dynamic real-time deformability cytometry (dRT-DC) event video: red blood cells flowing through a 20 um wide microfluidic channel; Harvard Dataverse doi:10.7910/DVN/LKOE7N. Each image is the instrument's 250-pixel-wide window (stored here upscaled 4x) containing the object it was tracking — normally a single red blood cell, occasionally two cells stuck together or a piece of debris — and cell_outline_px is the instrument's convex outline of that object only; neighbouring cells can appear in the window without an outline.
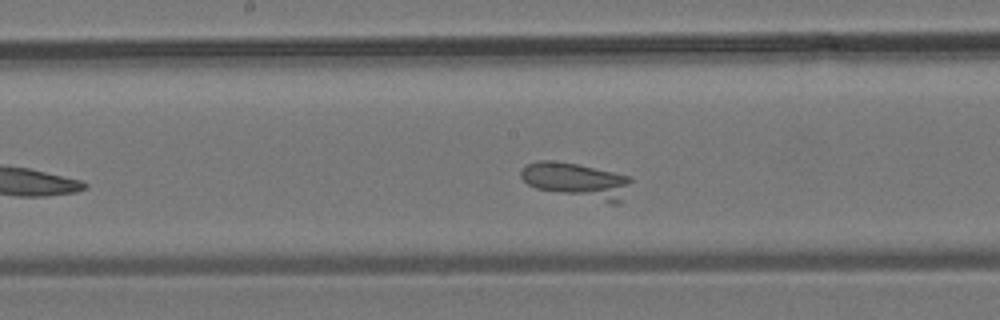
{"species": "common noctule bat (a hibernating species)", "species_latin": "Nyctalus noctula", "temperature_condition": "room temperature", "stored_images_in_passage": 11, "camera_frame_rate_fps": 3000, "um_per_image_px": 0.085, "animal": {"sex": "male", "body_mass_g": 19.2, "forearm_length_mm": 51.8}, "frame": {"image": 1, "passage_image": 9, "time_ms": 10.667, "image_size_px": [1000, 320], "cell_outline_px": [[632, 180], [620, 204], [608, 204], [536, 188], [528, 184], [520, 176], [520, 172], [528, 164], [540, 160], [552, 160], [576, 164], [612, 172], [628, 176]], "centroid_in_image_um": [49.04, 15.38], "position_along_channel_um": 199.2, "area_um2": 22.77}}